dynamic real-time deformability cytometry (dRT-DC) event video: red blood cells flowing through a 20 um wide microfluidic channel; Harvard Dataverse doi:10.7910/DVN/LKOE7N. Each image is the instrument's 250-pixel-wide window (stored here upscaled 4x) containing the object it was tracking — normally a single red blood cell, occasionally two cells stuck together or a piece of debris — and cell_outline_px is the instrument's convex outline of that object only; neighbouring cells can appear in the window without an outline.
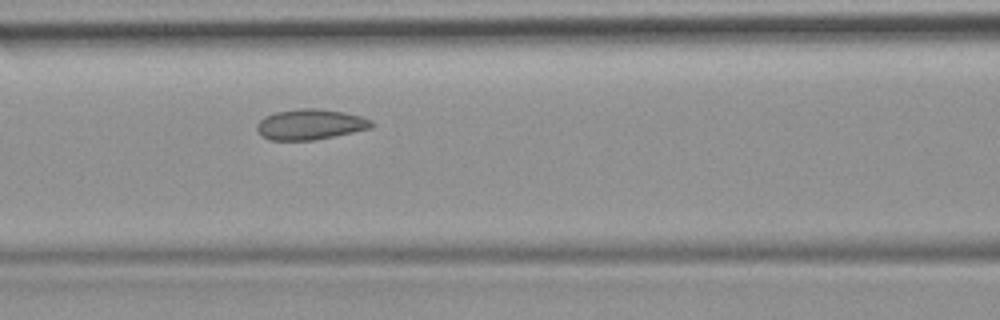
{"species": "common noctule bat (a hibernating species)", "species_latin": "Nyctalus noctula", "temperature_condition": "room temperature", "stored_images_in_passage": 4, "camera_frame_rate_fps": 3000, "um_per_image_px": 0.085, "animal": {"sex": "female", "body_mass_g": 19.9}, "frame": {"image": 1, "passage_image": 4, "time_ms": 3.333, "image_size_px": [1000, 320], "cell_outline_px": [[376, 124], [372, 128], [312, 140], [268, 140], [256, 128], [256, 124], [264, 116], [276, 112], [300, 108], [316, 108], [344, 112], [360, 116], [372, 120]], "centroid_in_image_um": [26.38, 10.56], "position_along_channel_um": 140.2, "area_um2": 20.29}}